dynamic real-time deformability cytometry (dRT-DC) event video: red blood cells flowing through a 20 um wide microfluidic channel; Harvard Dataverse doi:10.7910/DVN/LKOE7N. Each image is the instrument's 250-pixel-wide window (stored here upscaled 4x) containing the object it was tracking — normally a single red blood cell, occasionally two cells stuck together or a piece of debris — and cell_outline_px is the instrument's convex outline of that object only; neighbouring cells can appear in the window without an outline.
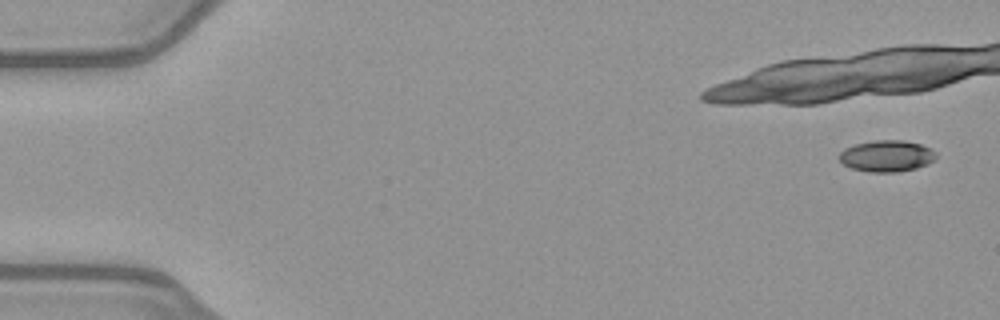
{"species": "common noctule bat (a hibernating species)", "species_latin": "Nyctalus noctula", "temperature_condition": "warm", "stored_images_in_passage": 35, "camera_frame_rate_fps": 3000, "um_per_image_px": 0.085, "animal": {"sex": "female", "body_mass_g": 21.9}, "frame": {"image": 1, "passage_image": 1, "time_ms": 0.0, "image_size_px": [1000, 320], "cell_outline_px": [[936, 160], [928, 164], [916, 168], [900, 172], [868, 172], [852, 168], [844, 164], [840, 160], [840, 152], [844, 148], [856, 144], [876, 140], [900, 140], [920, 144], [936, 152]], "centroid_in_image_um": [75.39, 13.27], "position_along_channel_um": 9.6, "area_um2": 17.69}}